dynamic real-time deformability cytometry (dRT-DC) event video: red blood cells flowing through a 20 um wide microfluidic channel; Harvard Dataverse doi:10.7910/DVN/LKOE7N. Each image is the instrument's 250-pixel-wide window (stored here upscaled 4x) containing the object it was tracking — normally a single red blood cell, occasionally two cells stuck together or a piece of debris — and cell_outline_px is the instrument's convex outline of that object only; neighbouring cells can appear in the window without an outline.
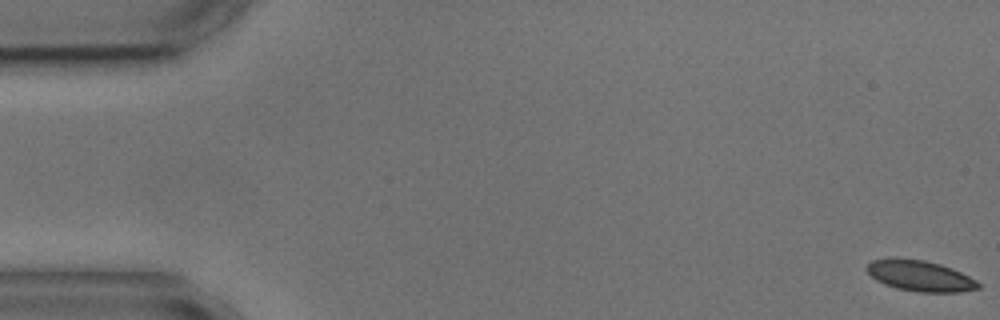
{"species": "common noctule bat (a hibernating species)", "species_latin": "Nyctalus noctula", "temperature_condition": "cold", "stored_images_in_passage": 5, "camera_frame_rate_fps": 3000, "um_per_image_px": 0.085, "animal": {"sex": "male", "body_mass_g": 17.9, "forearm_length_mm": 54.2}, "frame": {"image": 1, "passage_image": 1, "time_ms": 0.0, "image_size_px": [1000, 320], "cell_outline_px": [[980, 288], [960, 292], [916, 292], [896, 288], [884, 284], [876, 280], [864, 268], [872, 260], [924, 260], [940, 264], [952, 268], [976, 280], [980, 284]], "centroid_in_image_um": [78.24, 23.48], "position_along_channel_um": 6.8, "area_um2": 19.54}}
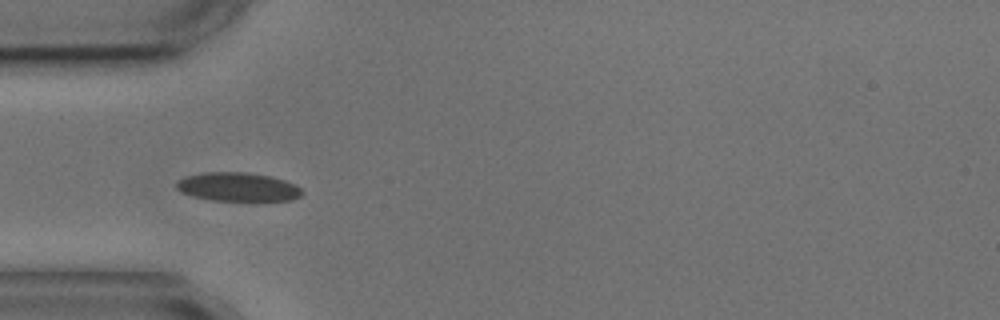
{"frame": {"image": 2, "passage_image": 5, "time_ms": 5.333, "image_size_px": [1000, 320], "cell_outline_px": [[304, 192], [300, 196], [292, 200], [208, 200], [192, 196], [180, 192], [176, 188], [176, 180], [184, 176], [208, 172], [244, 172], [268, 176], [284, 180], [296, 184]], "centroid_in_image_um": [20.18, 15.89], "position_along_channel_um": 64.8, "area_um2": 21.04}}